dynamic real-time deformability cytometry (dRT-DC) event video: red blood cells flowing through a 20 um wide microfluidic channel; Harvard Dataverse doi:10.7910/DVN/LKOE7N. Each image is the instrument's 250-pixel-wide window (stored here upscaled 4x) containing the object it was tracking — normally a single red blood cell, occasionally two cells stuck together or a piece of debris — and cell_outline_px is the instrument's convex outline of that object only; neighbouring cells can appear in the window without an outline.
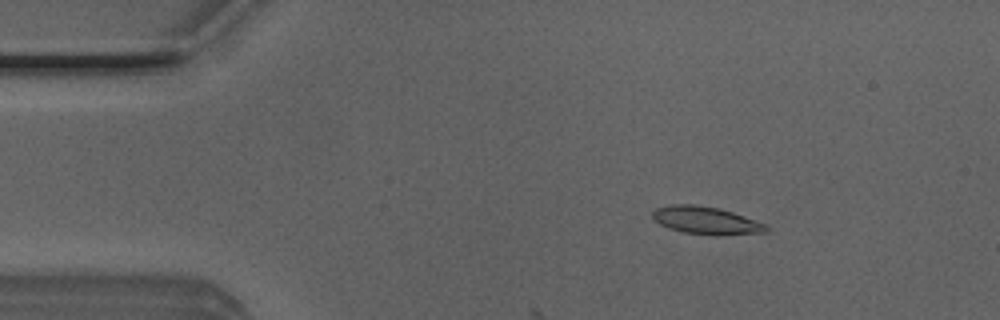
{"species": "Egyptian fruit bat (a non-hibernating species)", "species_latin": "Rousettus aegyptiacus", "temperature_condition": "room temperature", "stored_images_in_passage": 9, "camera_frame_rate_fps": 3000, "um_per_image_px": 0.085, "animal": {"sex": "male"}, "frame": {"image": 1, "passage_image": 7, "time_ms": 2.0, "image_size_px": [1000, 320], "cell_outline_px": [[768, 232], [716, 236], [712, 236], [684, 232], [668, 228], [652, 220], [652, 212], [656, 208], [672, 204], [696, 204], [720, 208], [768, 224]], "centroid_in_image_um": [60.02, 18.74], "position_along_channel_um": 25.0, "area_um2": 18.67}}